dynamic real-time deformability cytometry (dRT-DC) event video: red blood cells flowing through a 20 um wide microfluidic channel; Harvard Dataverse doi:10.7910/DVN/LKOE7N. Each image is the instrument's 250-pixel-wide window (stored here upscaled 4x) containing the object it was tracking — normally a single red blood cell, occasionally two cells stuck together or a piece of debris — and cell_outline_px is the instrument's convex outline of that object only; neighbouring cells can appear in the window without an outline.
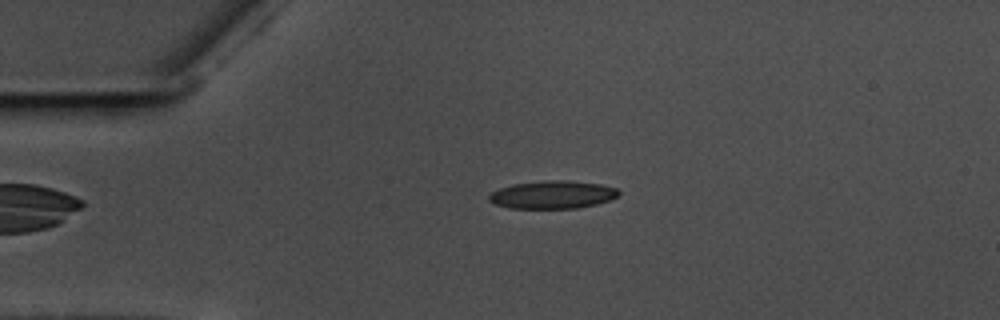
{"species": "common noctule bat (a hibernating species)", "species_latin": "Nyctalus noctula", "temperature_condition": "warm", "stored_images_in_passage": 56, "camera_frame_rate_fps": 3000, "um_per_image_px": 0.085, "animal": {"sex": "male", "body_mass_g": 17.5, "forearm_length_mm": 52.3}, "frame": {"image": 1, "passage_image": 12, "time_ms": 3.667, "image_size_px": [1000, 320], "cell_outline_px": [[620, 192], [616, 196], [608, 200], [596, 204], [580, 208], [508, 208], [496, 204], [488, 200], [488, 196], [492, 192], [500, 188], [512, 184], [556, 180], [600, 184], [616, 188]], "centroid_in_image_um": [46.94, 16.56], "position_along_channel_um": 38.1, "area_um2": 20.69}}
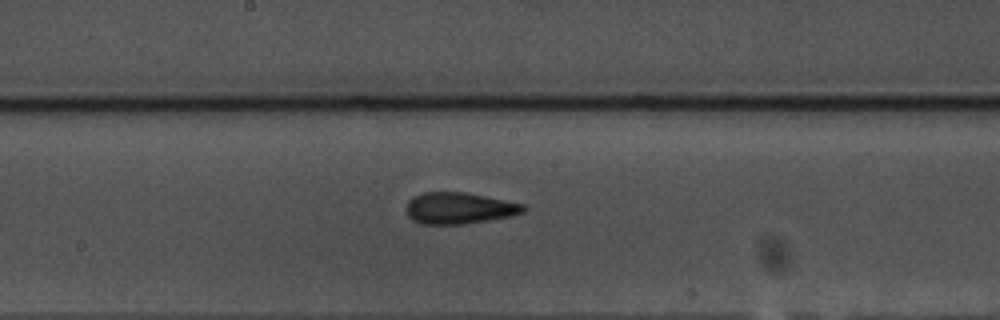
{"frame": {"image": 2, "passage_image": 29, "time_ms": 9.333, "image_size_px": [1000, 320], "cell_outline_px": [[528, 208], [524, 212], [512, 216], [464, 224], [420, 224], [412, 220], [408, 216], [408, 200], [424, 192], [464, 192], [524, 204]], "centroid_in_image_um": [39.06, 17.7], "position_along_channel_um": 209.1, "area_um2": 21.33}}
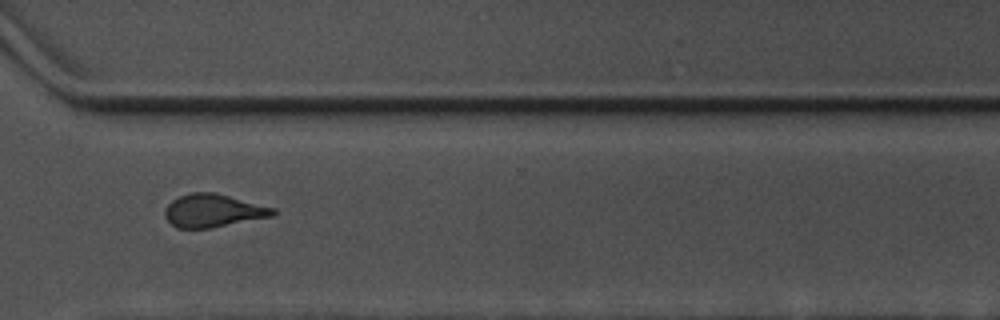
{"frame": {"image": 3, "passage_image": 41, "time_ms": 13.333, "image_size_px": [1000, 320], "cell_outline_px": [[276, 212], [272, 216], [212, 228], [176, 228], [164, 216], [164, 208], [172, 200], [180, 196], [192, 192], [216, 192], [276, 208]], "centroid_in_image_um": [18.11, 17.9], "position_along_channel_um": 352.5, "area_um2": 20.92}, "authors_computed_cell_mechanics": {"area_um2": 20.5479, "velocity_mm_per_s": 3.5833, "shape_relaxation_time_tau1_ms": 3.3197, "shape_relaxation_time_tau2_ms": 1.4326, "deformation_change_tau1": 0.1431, "deformation_change_tau2": 0.1079}}